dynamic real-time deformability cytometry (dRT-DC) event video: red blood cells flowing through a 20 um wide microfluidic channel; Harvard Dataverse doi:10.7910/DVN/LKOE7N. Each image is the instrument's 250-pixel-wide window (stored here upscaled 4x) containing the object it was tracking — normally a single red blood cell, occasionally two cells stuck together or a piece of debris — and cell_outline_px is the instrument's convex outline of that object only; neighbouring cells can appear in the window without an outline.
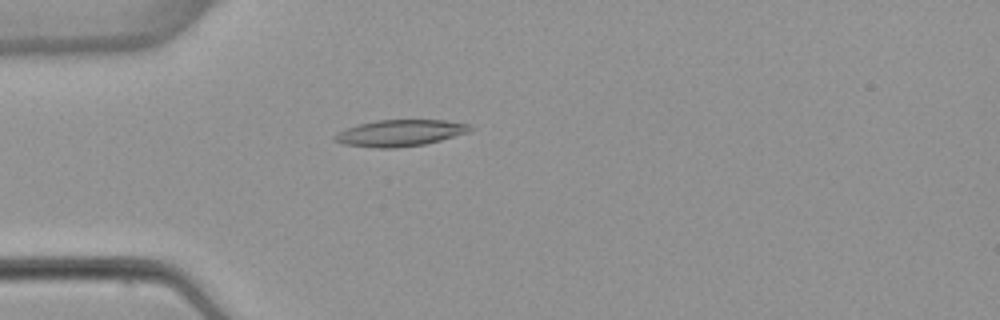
{"species": "common noctule bat (a hibernating species)", "species_latin": "Nyctalus noctula", "temperature_condition": "warm", "stored_images_in_passage": 45, "camera_frame_rate_fps": 3000, "um_per_image_px": 0.085, "animal": {"sex": "female", "body_mass_g": 22.7, "forearm_length_mm": 54.2}, "frame": {"image": 1, "passage_image": 7, "time_ms": 2.0, "image_size_px": [1000, 320], "cell_outline_px": [[476, 128], [472, 132], [424, 144], [396, 148], [376, 148], [344, 144], [332, 140], [332, 136], [344, 128], [376, 120], [444, 120], [468, 124]], "centroid_in_image_um": [34.01, 11.3], "position_along_channel_um": 51.0, "area_um2": 21.1}}
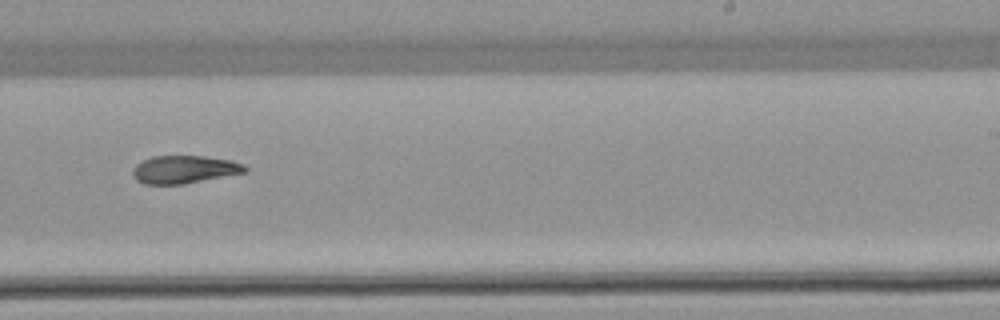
{"frame": {"image": 2, "passage_image": 25, "time_ms": 8.0, "image_size_px": [1000, 320], "cell_outline_px": [[248, 172], [184, 184], [144, 184], [136, 180], [132, 172], [132, 168], [136, 164], [152, 156], [204, 156], [232, 160], [244, 164], [248, 168]], "centroid_in_image_um": [15.69, 14.4], "position_along_channel_um": 273.3, "area_um2": 18.38}}
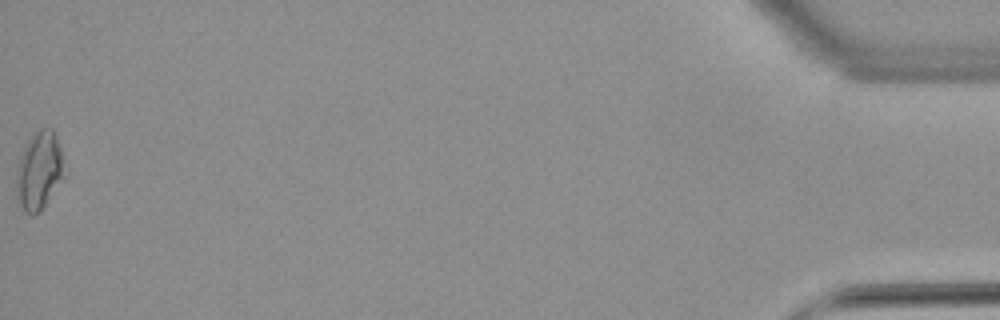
{"frame": {"image": 3, "passage_image": 45, "time_ms": 14.667, "image_size_px": [1000, 320], "cell_outline_px": [[68, 172], [40, 212], [32, 216], [24, 212], [16, 204], [16, 168], [24, 148], [32, 132], [40, 128], [52, 128], [56, 136]], "centroid_in_image_um": [3.33, 14.54], "position_along_channel_um": 431.9, "area_um2": 22.6}}